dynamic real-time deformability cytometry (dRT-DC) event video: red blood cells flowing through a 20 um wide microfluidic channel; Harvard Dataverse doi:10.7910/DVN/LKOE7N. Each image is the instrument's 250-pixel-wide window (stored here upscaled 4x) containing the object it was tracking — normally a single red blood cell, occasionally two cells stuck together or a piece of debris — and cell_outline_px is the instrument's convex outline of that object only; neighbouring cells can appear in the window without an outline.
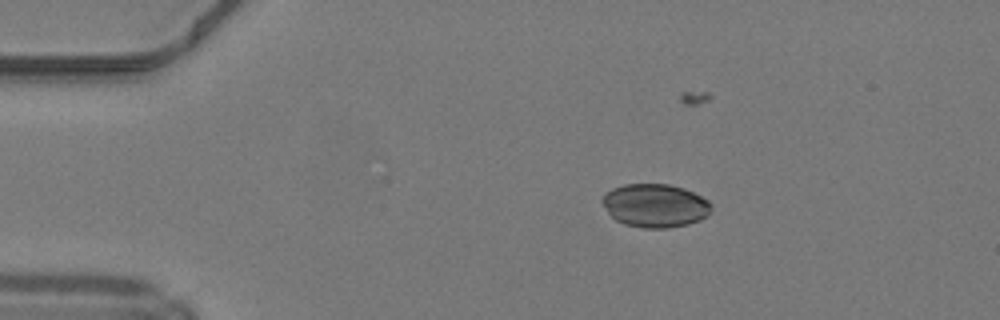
{"species": "common noctule bat (a hibernating species)", "species_latin": "Nyctalus noctula", "temperature_condition": "warm", "stored_images_in_passage": 23, "camera_frame_rate_fps": 3000, "um_per_image_px": 0.085, "animal": {"sex": "male", "body_mass_g": 19.2, "forearm_length_mm": 51.8}, "frame": {"image": 1, "passage_image": 9, "time_ms": 2.667, "image_size_px": [1000, 320], "cell_outline_px": [[712, 212], [708, 216], [700, 220], [688, 224], [668, 228], [640, 228], [624, 224], [616, 220], [608, 212], [600, 200], [604, 192], [612, 188], [624, 184], [668, 184], [684, 188], [708, 200], [712, 204]], "centroid_in_image_um": [55.68, 17.47], "position_along_channel_um": 29.3, "area_um2": 27.92}}
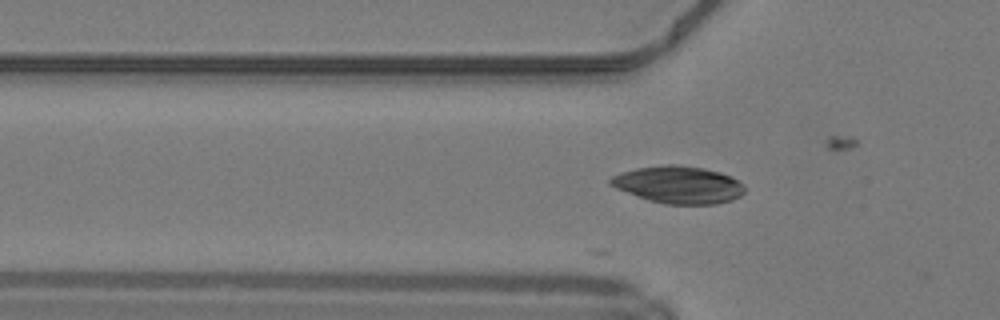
{"frame": {"image": 2, "passage_image": 16, "time_ms": 5.0, "image_size_px": [1000, 320], "cell_outline_px": [[744, 192], [740, 196], [732, 200], [716, 204], [664, 204], [648, 200], [636, 196], [616, 188], [608, 184], [608, 180], [612, 176], [620, 172], [636, 168], [664, 164], [680, 164], [704, 168], [720, 172], [732, 176], [744, 184]], "centroid_in_image_um": [57.67, 15.69], "position_along_channel_um": 68.1, "area_um2": 29.54}}
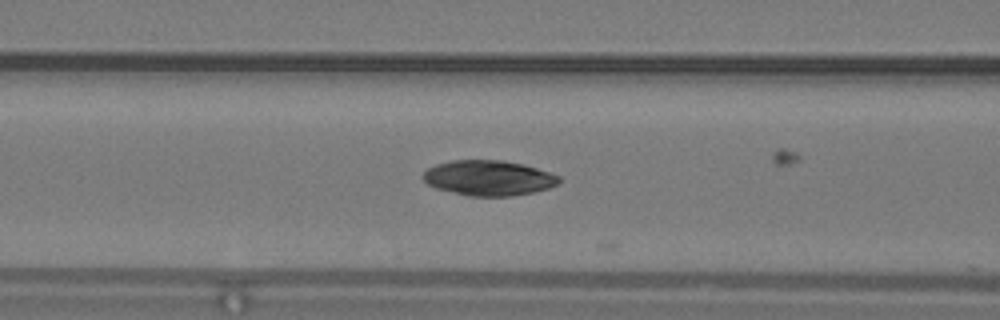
{"frame": {"image": 3, "passage_image": 20, "time_ms": 6.333, "image_size_px": [1000, 320], "cell_outline_px": [[560, 180], [556, 184], [548, 188], [532, 192], [512, 196], [468, 196], [436, 188], [428, 184], [424, 180], [424, 172], [428, 168], [436, 164], [452, 160], [504, 160], [524, 164], [560, 176]], "centroid_in_image_um": [41.52, 15.12], "position_along_channel_um": 125.1, "area_um2": 27.74}}